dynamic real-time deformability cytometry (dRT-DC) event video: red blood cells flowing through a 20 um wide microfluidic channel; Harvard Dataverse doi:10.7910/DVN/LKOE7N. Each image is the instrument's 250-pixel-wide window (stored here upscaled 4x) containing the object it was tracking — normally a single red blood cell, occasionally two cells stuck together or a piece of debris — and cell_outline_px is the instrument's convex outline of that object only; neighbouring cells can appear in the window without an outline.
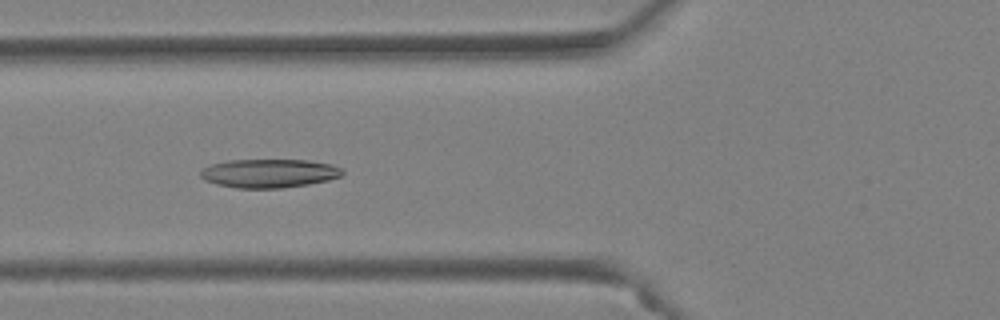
{"species": "Egyptian fruit bat (a non-hibernating species)", "species_latin": "Rousettus aegyptiacus", "temperature_condition": "warm", "stored_images_in_passage": 49, "camera_frame_rate_fps": 3000, "um_per_image_px": 0.085, "animal": {"sex": "female"}, "frame": {"image": 1, "passage_image": 19, "time_ms": 6.0, "image_size_px": [1000, 320], "cell_outline_px": [[344, 172], [340, 176], [328, 180], [308, 184], [280, 188], [236, 188], [216, 184], [204, 180], [200, 176], [200, 172], [204, 168], [212, 164], [228, 160], [308, 160], [332, 164], [340, 168]], "centroid_in_image_um": [22.86, 14.73], "position_along_channel_um": 102.9, "area_um2": 23.64}}
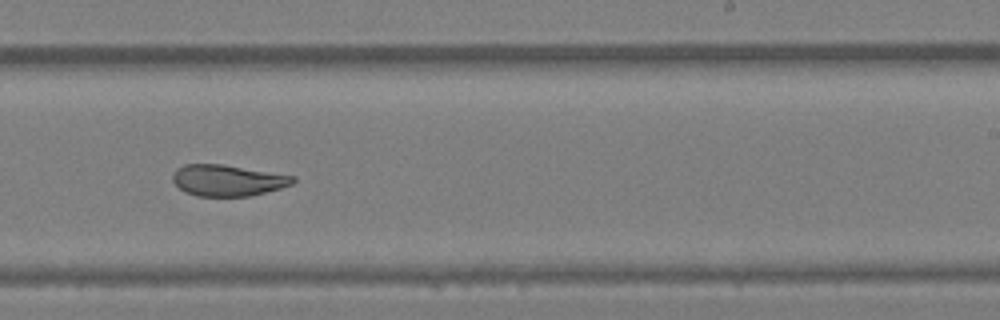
{"frame": {"image": 2, "passage_image": 31, "time_ms": 10.0, "image_size_px": [1000, 320], "cell_outline_px": [[296, 180], [292, 184], [280, 188], [248, 196], [196, 196], [184, 192], [172, 180], [172, 176], [176, 168], [184, 164], [224, 164], [296, 176]], "centroid_in_image_um": [19.34, 15.32], "position_along_channel_um": 269.7, "area_um2": 21.96}}
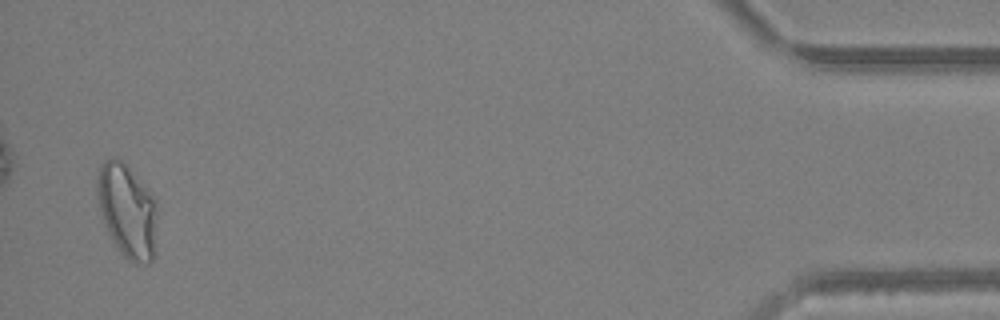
{"frame": {"image": 3, "passage_image": 48, "time_ms": 15.667, "image_size_px": [1000, 320], "cell_outline_px": [[156, 212], [152, 260], [148, 264], [128, 260], [120, 252], [108, 232], [104, 224], [96, 196], [96, 176], [100, 164], [104, 160], [112, 156], [128, 164], [152, 196], [156, 204]], "centroid_in_image_um": [10.75, 17.84], "position_along_channel_um": 424.4, "area_um2": 32.54}, "authors_computed_cell_mechanics": {"area_um2": 25.432, "velocity_mm_per_s": 4.1742, "shape_relaxation_time_tau1_ms": null, "shape_relaxation_time_tau2_ms": 3.1215, "deformation_change_tau1": null, "deformation_change_tau2": 0.1133}}